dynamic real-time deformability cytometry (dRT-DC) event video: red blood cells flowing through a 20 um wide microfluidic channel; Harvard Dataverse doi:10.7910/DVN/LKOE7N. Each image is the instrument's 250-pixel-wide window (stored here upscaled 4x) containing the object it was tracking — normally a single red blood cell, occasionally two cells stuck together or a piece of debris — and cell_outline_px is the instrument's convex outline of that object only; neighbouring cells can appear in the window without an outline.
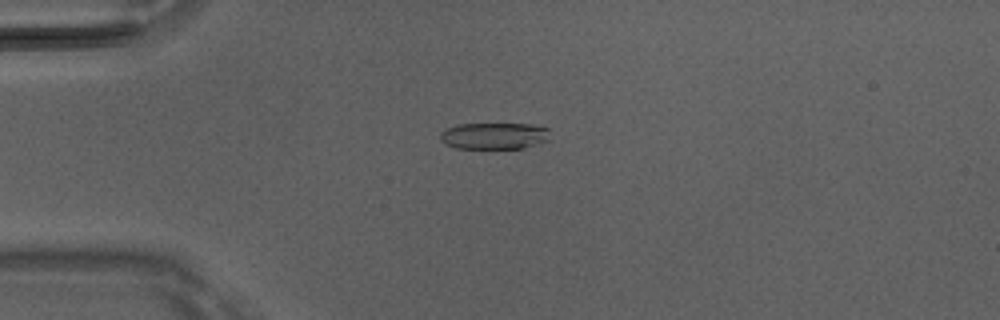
{"species": "Egyptian fruit bat (a non-hibernating species)", "species_latin": "Rousettus aegyptiacus", "temperature_condition": "room temperature", "stored_images_in_passage": 5, "camera_frame_rate_fps": 3000, "um_per_image_px": 0.085, "animal": {"sex": "male"}, "frame": {"image": 1, "passage_image": 3, "time_ms": 0.667, "image_size_px": [1000, 320], "cell_outline_px": [[548, 140], [524, 148], [456, 148], [444, 144], [440, 140], [440, 132], [448, 128], [460, 124], [532, 124], [548, 128]], "centroid_in_image_um": [41.98, 11.55], "position_along_channel_um": 43.0, "area_um2": 16.94}}